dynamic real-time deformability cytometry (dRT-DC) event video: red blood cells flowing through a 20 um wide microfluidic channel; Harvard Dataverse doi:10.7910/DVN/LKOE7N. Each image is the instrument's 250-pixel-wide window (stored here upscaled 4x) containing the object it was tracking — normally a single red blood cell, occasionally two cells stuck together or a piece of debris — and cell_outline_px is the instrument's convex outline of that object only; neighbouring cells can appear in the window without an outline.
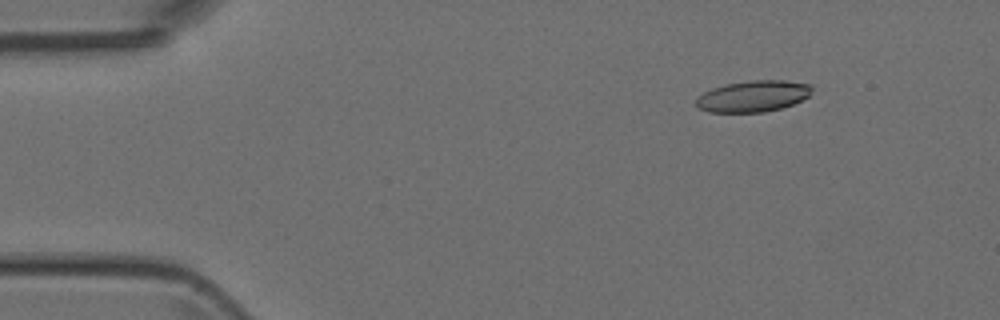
{"species": "Egyptian fruit bat (a non-hibernating species)", "species_latin": "Rousettus aegyptiacus", "temperature_condition": "room temperature", "stored_images_in_passage": 44, "camera_frame_rate_fps": 3000, "um_per_image_px": 0.085, "animal": {"sex": "female"}, "frame": {"image": 1, "passage_image": 1, "time_ms": 0.0, "image_size_px": [1000, 320], "cell_outline_px": [[812, 92], [808, 96], [792, 104], [780, 108], [764, 112], [708, 112], [700, 108], [696, 104], [696, 100], [704, 92], [712, 88], [724, 84], [752, 80], [784, 80], [812, 84]], "centroid_in_image_um": [64.03, 8.16], "position_along_channel_um": 21.0, "area_um2": 21.04}}
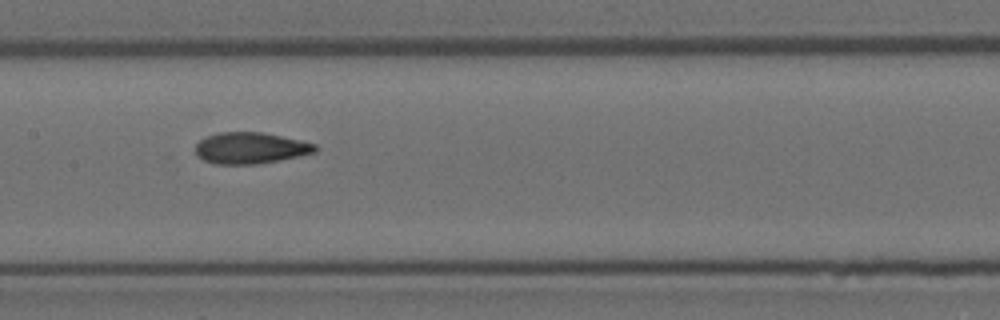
{"frame": {"image": 2, "passage_image": 19, "time_ms": 6.0, "image_size_px": [1000, 320], "cell_outline_px": [[320, 148], [316, 152], [256, 164], [216, 164], [204, 160], [196, 156], [196, 144], [204, 136], [216, 132], [264, 132], [300, 140], [316, 144]], "centroid_in_image_um": [21.26, 12.57], "position_along_channel_um": 186.1, "area_um2": 21.91}}
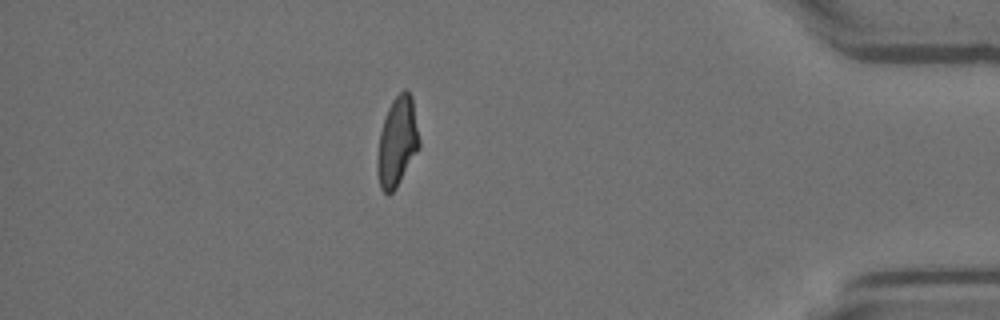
{"frame": {"image": 3, "passage_image": 38, "time_ms": 12.333, "image_size_px": [1000, 320], "cell_outline_px": [[420, 148], [396, 188], [388, 196], [380, 188], [376, 168], [376, 156], [380, 132], [388, 108], [392, 100], [404, 88], [412, 96], [420, 140]], "centroid_in_image_um": [33.76, 12.08], "position_along_channel_um": 401.4, "area_um2": 22.08}}